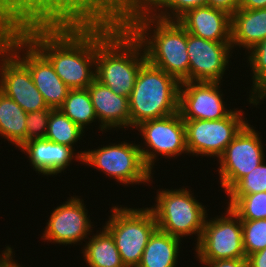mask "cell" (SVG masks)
Wrapping results in <instances>:
<instances>
[{"label":"cell","instance_id":"6da1fadb","mask_svg":"<svg viewBox=\"0 0 266 267\" xmlns=\"http://www.w3.org/2000/svg\"><path fill=\"white\" fill-rule=\"evenodd\" d=\"M18 29L70 89H85L93 82L97 25H30Z\"/></svg>","mask_w":266,"mask_h":267},{"label":"cell","instance_id":"7a4b0ae2","mask_svg":"<svg viewBox=\"0 0 266 267\" xmlns=\"http://www.w3.org/2000/svg\"><path fill=\"white\" fill-rule=\"evenodd\" d=\"M121 22L141 42L151 65L189 82L187 31L176 20L154 17L137 0H125Z\"/></svg>","mask_w":266,"mask_h":267},{"label":"cell","instance_id":"3957f363","mask_svg":"<svg viewBox=\"0 0 266 267\" xmlns=\"http://www.w3.org/2000/svg\"><path fill=\"white\" fill-rule=\"evenodd\" d=\"M146 61L141 42L121 21L97 25L95 79L115 94L130 97Z\"/></svg>","mask_w":266,"mask_h":267},{"label":"cell","instance_id":"277c9868","mask_svg":"<svg viewBox=\"0 0 266 267\" xmlns=\"http://www.w3.org/2000/svg\"><path fill=\"white\" fill-rule=\"evenodd\" d=\"M180 82L146 61L138 71L129 97L131 128L179 111Z\"/></svg>","mask_w":266,"mask_h":267},{"label":"cell","instance_id":"5b68a950","mask_svg":"<svg viewBox=\"0 0 266 267\" xmlns=\"http://www.w3.org/2000/svg\"><path fill=\"white\" fill-rule=\"evenodd\" d=\"M191 189H159L152 207L157 228L171 236H196L195 245L199 242L206 218L205 205L196 200ZM197 234V235H196Z\"/></svg>","mask_w":266,"mask_h":267},{"label":"cell","instance_id":"8992f818","mask_svg":"<svg viewBox=\"0 0 266 267\" xmlns=\"http://www.w3.org/2000/svg\"><path fill=\"white\" fill-rule=\"evenodd\" d=\"M120 206L116 204L111 208L112 213L103 227L112 235L125 267H137L157 223L148 207Z\"/></svg>","mask_w":266,"mask_h":267},{"label":"cell","instance_id":"52a82bcc","mask_svg":"<svg viewBox=\"0 0 266 267\" xmlns=\"http://www.w3.org/2000/svg\"><path fill=\"white\" fill-rule=\"evenodd\" d=\"M88 150V151H87ZM80 164L89 165L103 172L109 178L124 184H151L152 172L145 164L139 144L109 143V145L87 149Z\"/></svg>","mask_w":266,"mask_h":267},{"label":"cell","instance_id":"ba28073f","mask_svg":"<svg viewBox=\"0 0 266 267\" xmlns=\"http://www.w3.org/2000/svg\"><path fill=\"white\" fill-rule=\"evenodd\" d=\"M111 21L90 0H35L17 19L30 25H102Z\"/></svg>","mask_w":266,"mask_h":267},{"label":"cell","instance_id":"9c48e42d","mask_svg":"<svg viewBox=\"0 0 266 267\" xmlns=\"http://www.w3.org/2000/svg\"><path fill=\"white\" fill-rule=\"evenodd\" d=\"M233 109L219 120H184L189 155L217 159L222 155L228 144L248 123L242 109Z\"/></svg>","mask_w":266,"mask_h":267},{"label":"cell","instance_id":"30bf717a","mask_svg":"<svg viewBox=\"0 0 266 267\" xmlns=\"http://www.w3.org/2000/svg\"><path fill=\"white\" fill-rule=\"evenodd\" d=\"M136 129L144 140V145L139 144V148L146 166L151 171L155 168L158 155L161 156L160 159L163 156L165 159H173L183 153L189 154L186 146V127L179 111L163 118L142 122Z\"/></svg>","mask_w":266,"mask_h":267},{"label":"cell","instance_id":"8fae6325","mask_svg":"<svg viewBox=\"0 0 266 267\" xmlns=\"http://www.w3.org/2000/svg\"><path fill=\"white\" fill-rule=\"evenodd\" d=\"M255 128L247 123L217 159L219 180L225 193L265 160L262 135Z\"/></svg>","mask_w":266,"mask_h":267},{"label":"cell","instance_id":"7c38bea8","mask_svg":"<svg viewBox=\"0 0 266 267\" xmlns=\"http://www.w3.org/2000/svg\"><path fill=\"white\" fill-rule=\"evenodd\" d=\"M225 212L206 218L201 238L194 247L197 260L246 258L241 220L230 207Z\"/></svg>","mask_w":266,"mask_h":267},{"label":"cell","instance_id":"4fadbf2b","mask_svg":"<svg viewBox=\"0 0 266 267\" xmlns=\"http://www.w3.org/2000/svg\"><path fill=\"white\" fill-rule=\"evenodd\" d=\"M10 51L29 69L48 107L58 109L70 88L55 73L50 61L20 31L12 38Z\"/></svg>","mask_w":266,"mask_h":267},{"label":"cell","instance_id":"5bb4252c","mask_svg":"<svg viewBox=\"0 0 266 267\" xmlns=\"http://www.w3.org/2000/svg\"><path fill=\"white\" fill-rule=\"evenodd\" d=\"M67 200L52 210L41 236L45 242L72 246L91 237L94 225L84 200L80 196H71Z\"/></svg>","mask_w":266,"mask_h":267},{"label":"cell","instance_id":"9a60e30c","mask_svg":"<svg viewBox=\"0 0 266 267\" xmlns=\"http://www.w3.org/2000/svg\"><path fill=\"white\" fill-rule=\"evenodd\" d=\"M221 82H181L179 113L183 120H219L233 109H227Z\"/></svg>","mask_w":266,"mask_h":267},{"label":"cell","instance_id":"2e32d148","mask_svg":"<svg viewBox=\"0 0 266 267\" xmlns=\"http://www.w3.org/2000/svg\"><path fill=\"white\" fill-rule=\"evenodd\" d=\"M232 50L231 42L206 40L187 32L189 81L223 82Z\"/></svg>","mask_w":266,"mask_h":267},{"label":"cell","instance_id":"e0dca14e","mask_svg":"<svg viewBox=\"0 0 266 267\" xmlns=\"http://www.w3.org/2000/svg\"><path fill=\"white\" fill-rule=\"evenodd\" d=\"M0 91L27 113L49 108L29 69L10 50L0 60Z\"/></svg>","mask_w":266,"mask_h":267},{"label":"cell","instance_id":"ac0fdd59","mask_svg":"<svg viewBox=\"0 0 266 267\" xmlns=\"http://www.w3.org/2000/svg\"><path fill=\"white\" fill-rule=\"evenodd\" d=\"M18 150L29 158L30 166L39 175L51 176L64 173V170L72 164V159L82 162L85 151L74 152L72 147L57 144L47 139L25 142ZM75 155V156H74ZM71 163V164H70Z\"/></svg>","mask_w":266,"mask_h":267},{"label":"cell","instance_id":"d6986e66","mask_svg":"<svg viewBox=\"0 0 266 267\" xmlns=\"http://www.w3.org/2000/svg\"><path fill=\"white\" fill-rule=\"evenodd\" d=\"M87 89L101 132H108L114 128H131L128 97L115 94L97 79H94Z\"/></svg>","mask_w":266,"mask_h":267},{"label":"cell","instance_id":"ffe728a7","mask_svg":"<svg viewBox=\"0 0 266 267\" xmlns=\"http://www.w3.org/2000/svg\"><path fill=\"white\" fill-rule=\"evenodd\" d=\"M176 21L194 36L215 42H231V15L223 10L199 6L186 11Z\"/></svg>","mask_w":266,"mask_h":267},{"label":"cell","instance_id":"44dd1931","mask_svg":"<svg viewBox=\"0 0 266 267\" xmlns=\"http://www.w3.org/2000/svg\"><path fill=\"white\" fill-rule=\"evenodd\" d=\"M266 38V8L240 9L231 15V46L245 53Z\"/></svg>","mask_w":266,"mask_h":267},{"label":"cell","instance_id":"7402d4cb","mask_svg":"<svg viewBox=\"0 0 266 267\" xmlns=\"http://www.w3.org/2000/svg\"><path fill=\"white\" fill-rule=\"evenodd\" d=\"M181 242L180 238L157 228L150 236L137 267H176Z\"/></svg>","mask_w":266,"mask_h":267},{"label":"cell","instance_id":"603a6c76","mask_svg":"<svg viewBox=\"0 0 266 267\" xmlns=\"http://www.w3.org/2000/svg\"><path fill=\"white\" fill-rule=\"evenodd\" d=\"M92 233L81 250L89 267H125L112 235L104 228Z\"/></svg>","mask_w":266,"mask_h":267},{"label":"cell","instance_id":"cb8c5ba5","mask_svg":"<svg viewBox=\"0 0 266 267\" xmlns=\"http://www.w3.org/2000/svg\"><path fill=\"white\" fill-rule=\"evenodd\" d=\"M25 112L15 101L0 91V136L15 147L26 142Z\"/></svg>","mask_w":266,"mask_h":267},{"label":"cell","instance_id":"d4e9b609","mask_svg":"<svg viewBox=\"0 0 266 267\" xmlns=\"http://www.w3.org/2000/svg\"><path fill=\"white\" fill-rule=\"evenodd\" d=\"M59 110L82 130L92 122L98 121L87 88L70 89Z\"/></svg>","mask_w":266,"mask_h":267},{"label":"cell","instance_id":"484cf974","mask_svg":"<svg viewBox=\"0 0 266 267\" xmlns=\"http://www.w3.org/2000/svg\"><path fill=\"white\" fill-rule=\"evenodd\" d=\"M246 55L248 66L252 68L250 74L253 83L248 102L257 107L266 99V38L247 51Z\"/></svg>","mask_w":266,"mask_h":267},{"label":"cell","instance_id":"4316f807","mask_svg":"<svg viewBox=\"0 0 266 267\" xmlns=\"http://www.w3.org/2000/svg\"><path fill=\"white\" fill-rule=\"evenodd\" d=\"M84 132L85 130L76 125L59 108L51 110L45 139L75 150L74 145L82 139Z\"/></svg>","mask_w":266,"mask_h":267},{"label":"cell","instance_id":"83f0119b","mask_svg":"<svg viewBox=\"0 0 266 267\" xmlns=\"http://www.w3.org/2000/svg\"><path fill=\"white\" fill-rule=\"evenodd\" d=\"M227 196V207H230L240 220L266 219V192Z\"/></svg>","mask_w":266,"mask_h":267},{"label":"cell","instance_id":"f1b7e54d","mask_svg":"<svg viewBox=\"0 0 266 267\" xmlns=\"http://www.w3.org/2000/svg\"><path fill=\"white\" fill-rule=\"evenodd\" d=\"M154 17L177 20L186 11L206 5L207 0H137Z\"/></svg>","mask_w":266,"mask_h":267},{"label":"cell","instance_id":"f546056e","mask_svg":"<svg viewBox=\"0 0 266 267\" xmlns=\"http://www.w3.org/2000/svg\"><path fill=\"white\" fill-rule=\"evenodd\" d=\"M243 249L246 258L266 248V219L241 220Z\"/></svg>","mask_w":266,"mask_h":267},{"label":"cell","instance_id":"4dcf8cb0","mask_svg":"<svg viewBox=\"0 0 266 267\" xmlns=\"http://www.w3.org/2000/svg\"><path fill=\"white\" fill-rule=\"evenodd\" d=\"M266 160L252 172L242 177L226 194L246 195L266 192Z\"/></svg>","mask_w":266,"mask_h":267},{"label":"cell","instance_id":"1f68e13d","mask_svg":"<svg viewBox=\"0 0 266 267\" xmlns=\"http://www.w3.org/2000/svg\"><path fill=\"white\" fill-rule=\"evenodd\" d=\"M53 108L28 112L26 119V142L45 139L50 112Z\"/></svg>","mask_w":266,"mask_h":267},{"label":"cell","instance_id":"d6a6232c","mask_svg":"<svg viewBox=\"0 0 266 267\" xmlns=\"http://www.w3.org/2000/svg\"><path fill=\"white\" fill-rule=\"evenodd\" d=\"M19 32L16 20L0 6V55H5L12 43V38Z\"/></svg>","mask_w":266,"mask_h":267},{"label":"cell","instance_id":"836d02e7","mask_svg":"<svg viewBox=\"0 0 266 267\" xmlns=\"http://www.w3.org/2000/svg\"><path fill=\"white\" fill-rule=\"evenodd\" d=\"M111 22H120L125 0H90Z\"/></svg>","mask_w":266,"mask_h":267},{"label":"cell","instance_id":"e575fe53","mask_svg":"<svg viewBox=\"0 0 266 267\" xmlns=\"http://www.w3.org/2000/svg\"><path fill=\"white\" fill-rule=\"evenodd\" d=\"M35 0H5L0 6L16 20Z\"/></svg>","mask_w":266,"mask_h":267},{"label":"cell","instance_id":"d590c367","mask_svg":"<svg viewBox=\"0 0 266 267\" xmlns=\"http://www.w3.org/2000/svg\"><path fill=\"white\" fill-rule=\"evenodd\" d=\"M199 261L204 267H248L247 258Z\"/></svg>","mask_w":266,"mask_h":267},{"label":"cell","instance_id":"8d00e7d4","mask_svg":"<svg viewBox=\"0 0 266 267\" xmlns=\"http://www.w3.org/2000/svg\"><path fill=\"white\" fill-rule=\"evenodd\" d=\"M206 5L232 15L239 8V0H207Z\"/></svg>","mask_w":266,"mask_h":267},{"label":"cell","instance_id":"74e56055","mask_svg":"<svg viewBox=\"0 0 266 267\" xmlns=\"http://www.w3.org/2000/svg\"><path fill=\"white\" fill-rule=\"evenodd\" d=\"M248 267H266V248L247 257Z\"/></svg>","mask_w":266,"mask_h":267},{"label":"cell","instance_id":"f35d334b","mask_svg":"<svg viewBox=\"0 0 266 267\" xmlns=\"http://www.w3.org/2000/svg\"><path fill=\"white\" fill-rule=\"evenodd\" d=\"M240 9L266 8V0H239Z\"/></svg>","mask_w":266,"mask_h":267},{"label":"cell","instance_id":"ab89813d","mask_svg":"<svg viewBox=\"0 0 266 267\" xmlns=\"http://www.w3.org/2000/svg\"><path fill=\"white\" fill-rule=\"evenodd\" d=\"M14 249H12L9 245L5 247V249L3 251H1L2 253L0 254V267H4L12 258H14L13 256V251Z\"/></svg>","mask_w":266,"mask_h":267},{"label":"cell","instance_id":"60d3db41","mask_svg":"<svg viewBox=\"0 0 266 267\" xmlns=\"http://www.w3.org/2000/svg\"><path fill=\"white\" fill-rule=\"evenodd\" d=\"M4 267H22L20 263L18 264L17 260L11 259Z\"/></svg>","mask_w":266,"mask_h":267}]
</instances>
